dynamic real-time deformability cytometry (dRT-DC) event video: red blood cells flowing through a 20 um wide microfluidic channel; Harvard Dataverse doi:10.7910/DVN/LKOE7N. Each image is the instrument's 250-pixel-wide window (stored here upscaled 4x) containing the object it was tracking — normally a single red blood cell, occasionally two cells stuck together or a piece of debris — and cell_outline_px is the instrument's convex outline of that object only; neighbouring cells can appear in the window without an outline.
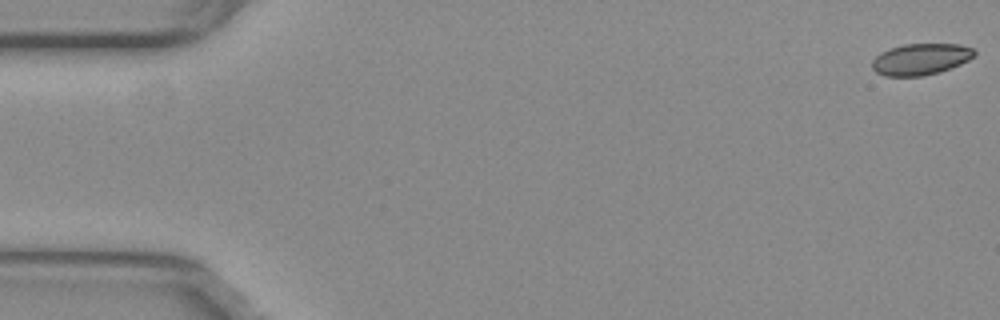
{"species": "common noctule bat (a hibernating species)", "species_latin": "Nyctalus noctula", "temperature_condition": "warm", "stored_images_in_passage": 7, "camera_frame_rate_fps": 3000, "um_per_image_px": 0.085, "animal": {"sex": "female", "body_mass_g": 29.2, "forearm_length_mm": 56.3}, "frame": {"image": 1, "passage_image": 1, "time_ms": 0.0, "image_size_px": [1000, 320], "cell_outline_px": [[976, 56], [960, 64], [940, 72], [924, 76], [884, 76], [876, 72], [872, 68], [872, 60], [880, 52], [904, 44], [960, 44], [976, 48]], "centroid_in_image_um": [78.29, 5.03], "position_along_channel_um": 6.7, "area_um2": 18.9}}